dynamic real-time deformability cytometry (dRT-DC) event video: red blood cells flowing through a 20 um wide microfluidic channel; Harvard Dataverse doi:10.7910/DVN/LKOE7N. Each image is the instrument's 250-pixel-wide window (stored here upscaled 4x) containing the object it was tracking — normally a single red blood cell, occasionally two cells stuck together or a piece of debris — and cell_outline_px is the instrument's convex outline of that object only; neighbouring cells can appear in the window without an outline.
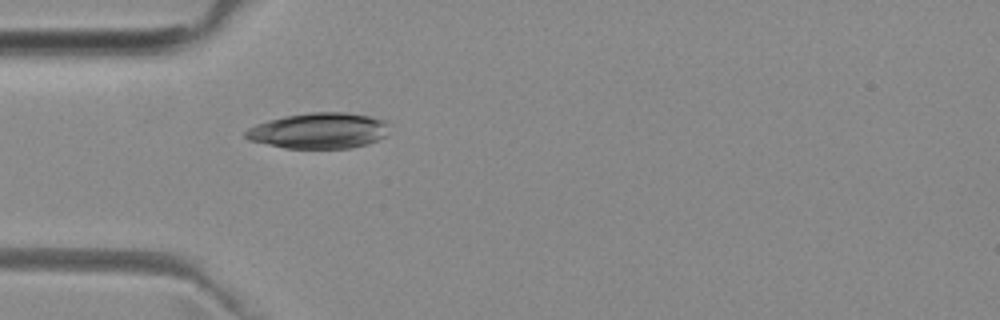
{"species": "common noctule bat (a hibernating species)", "species_latin": "Nyctalus noctula", "temperature_condition": "room temperature", "stored_images_in_passage": 17, "camera_frame_rate_fps": 3000, "um_per_image_px": 0.085, "animal": {"sex": "female", "body_mass_g": 29.2, "forearm_length_mm": 56.3}, "frame": {"image": 1, "passage_image": 1, "time_ms": 0.0, "image_size_px": [1000, 320], "cell_outline_px": [[384, 136], [368, 144], [352, 148], [284, 148], [248, 140], [244, 136], [244, 132], [248, 128], [256, 124], [268, 120], [284, 116], [308, 112], [344, 112], [368, 116], [384, 120]], "centroid_in_image_um": [27.01, 11.11], "position_along_channel_um": 58.0, "area_um2": 29.65}}
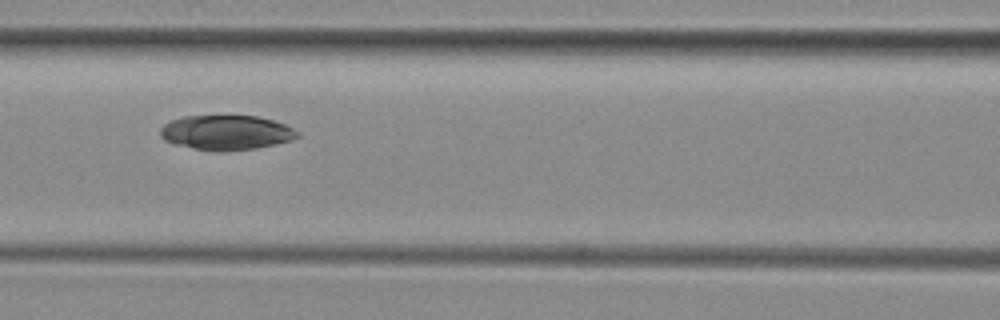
{"frame": {"image": 2, "passage_image": 8, "time_ms": 2.333, "image_size_px": [1000, 320], "cell_outline_px": [[300, 136], [292, 140], [256, 148], [196, 148], [172, 144], [164, 140], [160, 136], [160, 128], [164, 124], [172, 120], [184, 116], [256, 116], [272, 120], [284, 124], [300, 132]], "centroid_in_image_um": [19.23, 11.22], "position_along_channel_um": 147.4, "area_um2": 26.82}}
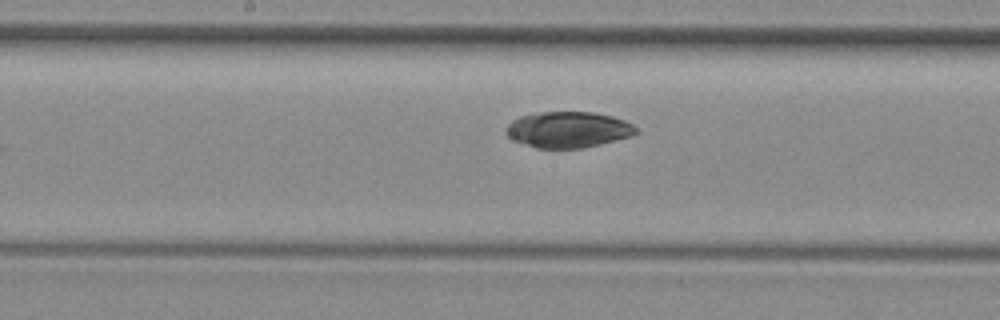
{"frame": {"image": 3, "passage_image": 12, "time_ms": 3.667, "image_size_px": [1000, 320], "cell_outline_px": [[636, 132], [632, 136], [600, 144], [580, 148], [536, 148], [512, 140], [504, 132], [508, 124], [512, 120], [520, 116], [540, 112], [592, 112], [612, 116], [624, 120], [632, 124], [636, 128]], "centroid_in_image_um": [48.26, 11.02], "position_along_channel_um": 199.9, "area_um2": 27.22}}